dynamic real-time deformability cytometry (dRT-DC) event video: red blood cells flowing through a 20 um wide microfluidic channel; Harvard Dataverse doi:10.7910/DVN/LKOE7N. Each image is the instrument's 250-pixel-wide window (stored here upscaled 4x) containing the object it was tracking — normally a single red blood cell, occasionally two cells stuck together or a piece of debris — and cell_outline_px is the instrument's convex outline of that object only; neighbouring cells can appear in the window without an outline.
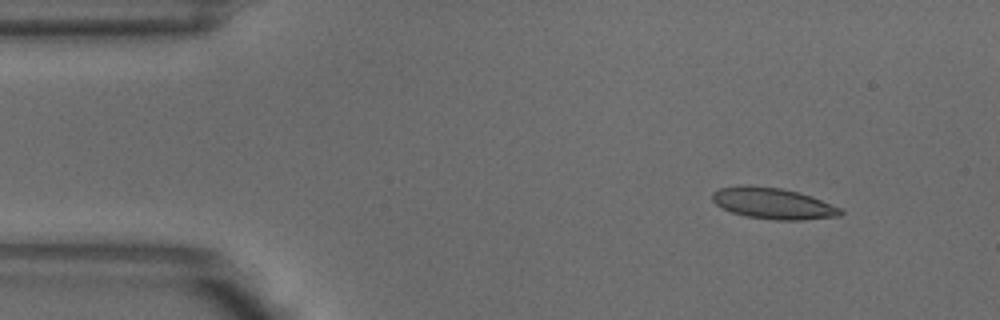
{"species": "common noctule bat (a hibernating species)", "species_latin": "Nyctalus noctula", "temperature_condition": "warm", "stored_images_in_passage": 4, "camera_frame_rate_fps": 3000, "um_per_image_px": 0.085, "animal": {"sex": "male", "body_mass_g": 18.8}, "frame": {"image": 1, "passage_image": 2, "time_ms": 0.333, "image_size_px": [1000, 320], "cell_outline_px": [[844, 212], [840, 216], [800, 220], [776, 220], [748, 216], [732, 212], [716, 204], [712, 200], [712, 192], [720, 188], [740, 184], [748, 184], [780, 188], [812, 196], [840, 208]], "centroid_in_image_um": [65.69, 17.27], "position_along_channel_um": 19.3, "area_um2": 23.24}}